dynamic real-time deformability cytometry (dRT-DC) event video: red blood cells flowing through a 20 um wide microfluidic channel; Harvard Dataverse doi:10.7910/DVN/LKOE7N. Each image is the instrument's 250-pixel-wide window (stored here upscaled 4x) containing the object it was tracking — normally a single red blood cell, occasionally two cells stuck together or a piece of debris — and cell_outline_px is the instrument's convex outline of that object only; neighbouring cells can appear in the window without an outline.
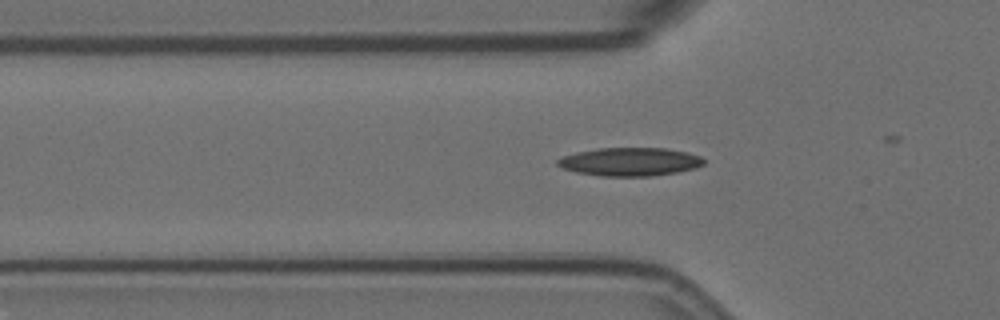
{"species": "Egyptian fruit bat (a non-hibernating species)", "species_latin": "Rousettus aegyptiacus", "temperature_condition": "room temperature", "stored_images_in_passage": 7, "camera_frame_rate_fps": 3000, "um_per_image_px": 0.085, "animal": {"sex": "female"}, "frame": {"image": 1, "passage_image": 3, "time_ms": 0.667, "image_size_px": [1000, 320], "cell_outline_px": [[704, 164], [696, 168], [676, 172], [652, 176], [600, 176], [576, 172], [564, 168], [556, 164], [556, 160], [564, 156], [576, 152], [600, 148], [664, 148], [688, 152], [700, 156], [704, 160]], "centroid_in_image_um": [53.55, 13.75], "position_along_channel_um": 72.2, "area_um2": 24.1}}
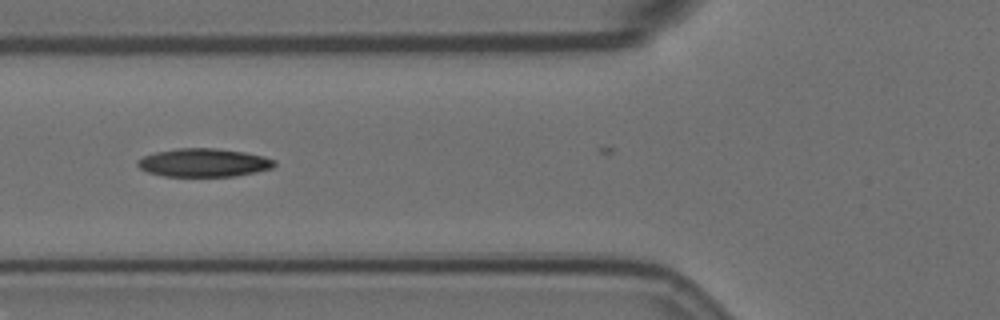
{"frame": {"image": 2, "passage_image": 6, "time_ms": 1.667, "image_size_px": [1000, 320], "cell_outline_px": [[276, 164], [272, 168], [256, 172], [236, 176], [164, 176], [148, 172], [140, 168], [136, 164], [136, 160], [144, 156], [156, 152], [176, 148], [216, 148], [244, 152], [264, 156], [276, 160]], "centroid_in_image_um": [17.33, 13.82], "position_along_channel_um": 108.5, "area_um2": 22.66}}